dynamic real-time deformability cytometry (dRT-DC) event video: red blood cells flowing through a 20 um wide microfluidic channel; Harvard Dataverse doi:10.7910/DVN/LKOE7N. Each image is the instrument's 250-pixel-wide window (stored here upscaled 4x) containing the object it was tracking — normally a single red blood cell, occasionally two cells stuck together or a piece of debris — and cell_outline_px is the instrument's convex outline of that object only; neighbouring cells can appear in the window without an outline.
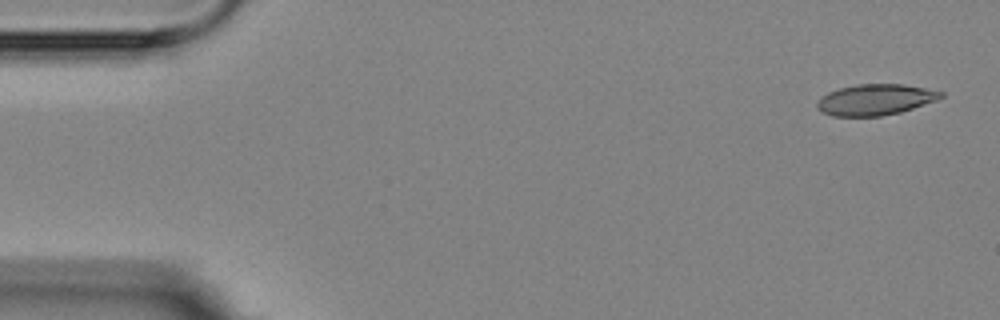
{"species": "Egyptian fruit bat (a non-hibernating species)", "species_latin": "Rousettus aegyptiacus", "temperature_condition": "room temperature", "stored_images_in_passage": 10, "camera_frame_rate_fps": 3000, "um_per_image_px": 0.085, "animal": {"sex": "female"}, "frame": {"image": 1, "passage_image": 1, "time_ms": 0.0, "image_size_px": [1000, 320], "cell_outline_px": [[944, 96], [936, 100], [900, 112], [880, 116], [832, 116], [820, 112], [816, 108], [816, 104], [820, 96], [828, 92], [840, 88], [856, 84], [904, 84], [944, 92]], "centroid_in_image_um": [74.35, 8.47], "position_along_channel_um": 10.7, "area_um2": 22.37}}
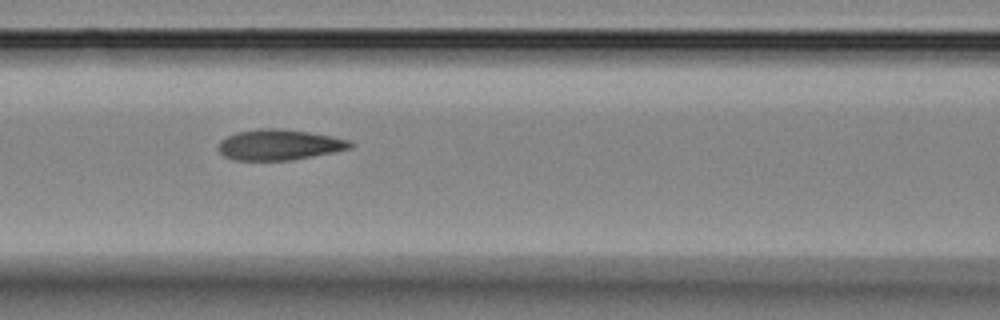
{"frame": {"image": 2, "passage_image": 7, "time_ms": 7.0, "image_size_px": [1000, 320], "cell_outline_px": [[356, 144], [352, 148], [292, 160], [236, 160], [224, 156], [216, 148], [220, 140], [236, 132], [260, 128], [280, 128], [308, 132], [332, 136], [348, 140]], "centroid_in_image_um": [23.72, 12.3], "position_along_channel_um": 142.9, "area_um2": 23.58}}
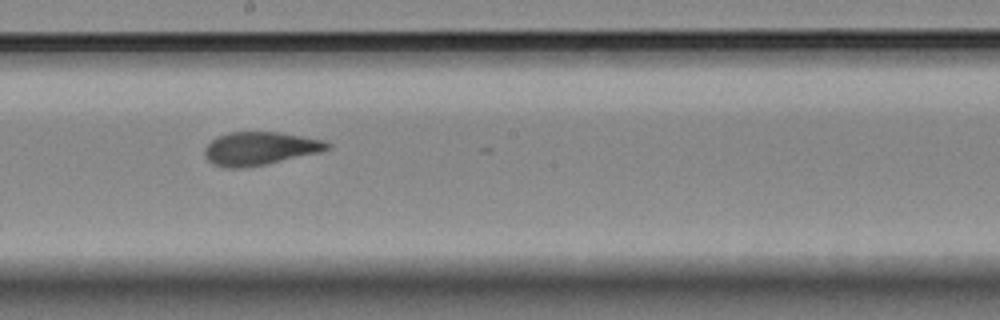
{"frame": {"image": 3, "passage_image": 9, "time_ms": 9.333, "image_size_px": [1000, 320], "cell_outline_px": [[332, 148], [320, 152], [264, 164], [240, 168], [224, 168], [208, 160], [204, 156], [204, 148], [212, 140], [228, 132], [280, 132], [324, 140], [332, 144]], "centroid_in_image_um": [22.11, 12.61], "position_along_channel_um": 226.1, "area_um2": 23.58}}